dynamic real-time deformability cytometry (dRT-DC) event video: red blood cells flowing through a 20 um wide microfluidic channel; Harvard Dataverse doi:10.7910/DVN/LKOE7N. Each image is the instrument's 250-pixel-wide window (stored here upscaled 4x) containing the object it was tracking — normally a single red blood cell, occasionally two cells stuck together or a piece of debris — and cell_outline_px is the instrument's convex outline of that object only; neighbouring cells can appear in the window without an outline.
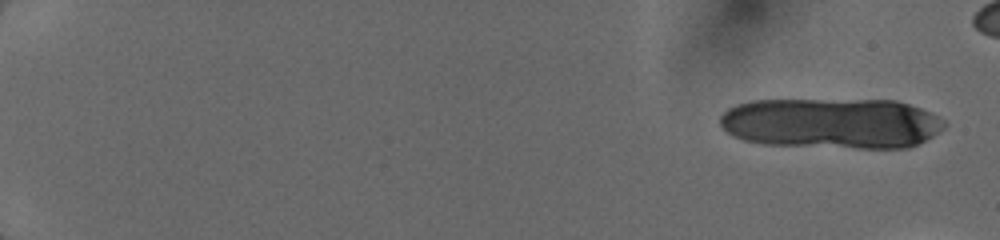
{"species": "human", "species_latin": "Homo sapiens", "temperature_condition": "cold", "stored_images_in_passage": 11, "camera_frame_rate_fps": 3000, "um_per_image_px": 0.085, "donor": {"sex": "female"}, "frame": {"image": 1, "passage_image": 1, "time_ms": 0.0, "image_size_px": [1000, 240], "cell_outline_px": [[948, 124], [944, 128], [932, 136], [908, 148], [856, 148], [764, 144], [744, 140], [732, 136], [720, 124], [720, 116], [728, 108], [736, 104], [752, 100], [896, 100], [920, 108], [944, 120]], "centroid_in_image_um": [70.67, 10.48], "position_along_channel_um": 14.3, "area_um2": 66.35}}